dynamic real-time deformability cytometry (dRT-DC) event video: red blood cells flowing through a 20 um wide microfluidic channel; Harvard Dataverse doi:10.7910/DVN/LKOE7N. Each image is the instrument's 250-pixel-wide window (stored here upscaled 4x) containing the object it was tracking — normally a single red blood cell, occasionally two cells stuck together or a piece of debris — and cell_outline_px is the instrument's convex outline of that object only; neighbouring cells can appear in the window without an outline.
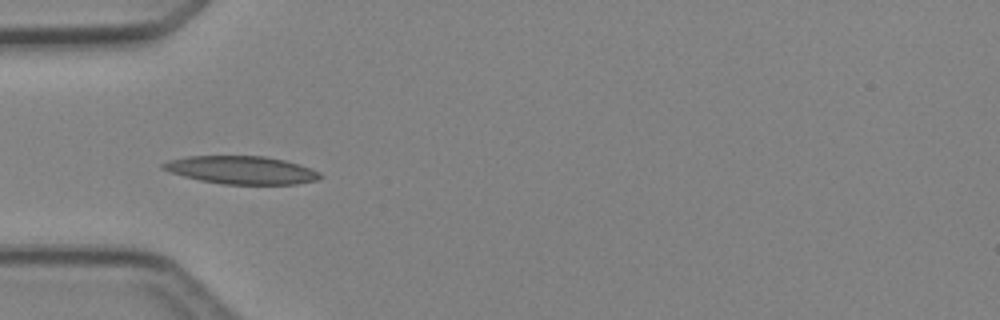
{"species": "Egyptian fruit bat (a non-hibernating species)", "species_latin": "Rousettus aegyptiacus", "temperature_condition": "cold", "stored_images_in_passage": 2, "camera_frame_rate_fps": 3000, "um_per_image_px": 0.085, "animal": {"sex": "female"}, "frame": {"image": 1, "passage_image": 2, "time_ms": 1.333, "image_size_px": [1000, 320], "cell_outline_px": [[324, 176], [320, 180], [296, 184], [220, 184], [200, 180], [184, 176], [160, 168], [160, 164], [168, 160], [188, 156], [264, 156], [284, 160], [300, 164], [320, 172]], "centroid_in_image_um": [20.55, 14.45], "position_along_channel_um": 64.4, "area_um2": 25.72}}